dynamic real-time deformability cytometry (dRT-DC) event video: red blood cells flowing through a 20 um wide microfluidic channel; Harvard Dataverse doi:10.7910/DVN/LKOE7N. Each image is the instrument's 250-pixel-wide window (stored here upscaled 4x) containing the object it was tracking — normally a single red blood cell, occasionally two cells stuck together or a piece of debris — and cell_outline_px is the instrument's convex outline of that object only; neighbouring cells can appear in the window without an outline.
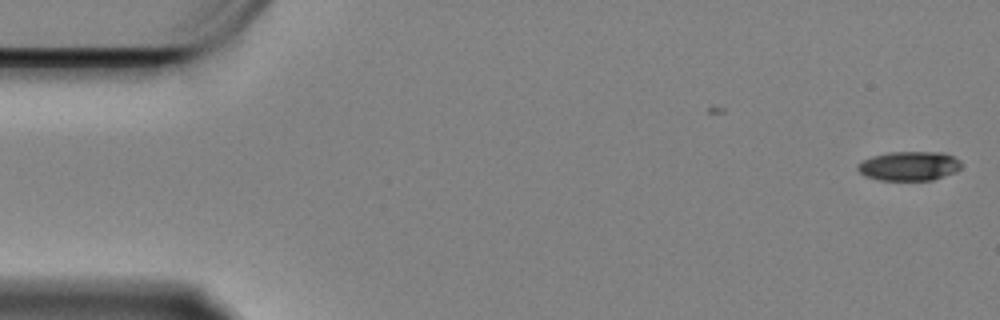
{"species": "Egyptian fruit bat (a non-hibernating species)", "species_latin": "Rousettus aegyptiacus", "temperature_condition": "cold", "stored_images_in_passage": 59, "camera_frame_rate_fps": 3000, "um_per_image_px": 0.085, "animal": {"sex": "female"}, "frame": {"image": 1, "passage_image": 1, "time_ms": 0.0, "image_size_px": [1000, 320], "cell_outline_px": [[964, 164], [956, 172], [932, 180], [880, 180], [864, 176], [856, 168], [856, 164], [872, 156], [888, 152], [944, 152], [960, 160]], "centroid_in_image_um": [77.29, 14.11], "position_along_channel_um": 7.7, "area_um2": 17.86}}
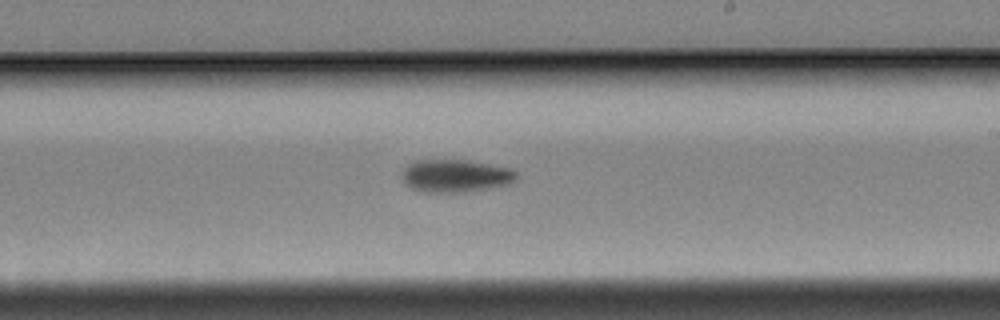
{"frame": {"image": 2, "passage_image": 34, "time_ms": 11.0, "image_size_px": [1000, 320], "cell_outline_px": [[516, 176], [508, 184], [468, 192], [420, 192], [404, 184], [400, 176], [400, 172], [408, 164], [416, 160], [468, 160], [508, 168], [516, 172]], "centroid_in_image_um": [38.61, 14.95], "position_along_channel_um": 250.4, "area_um2": 21.85}}
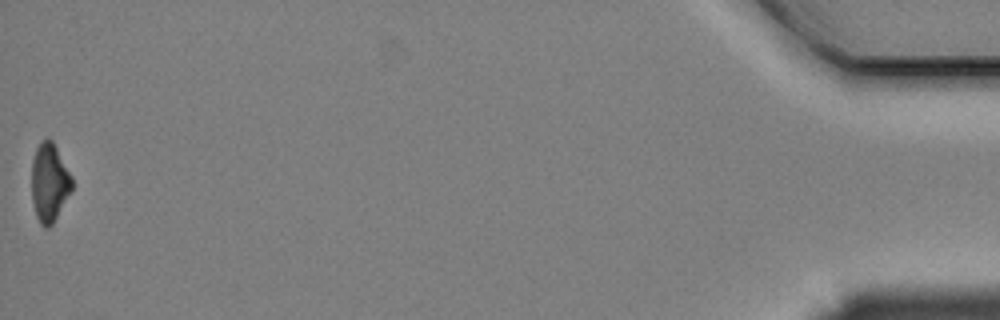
{"frame": {"image": 3, "passage_image": 59, "time_ms": 19.333, "image_size_px": [1000, 320], "cell_outline_px": [[72, 192], [52, 224], [48, 228], [44, 228], [40, 224], [36, 216], [32, 200], [32, 160], [36, 148], [40, 140], [52, 140], [72, 176]], "centroid_in_image_um": [4.2, 15.54], "position_along_channel_um": 431.0, "area_um2": 18.5}, "authors_computed_cell_mechanics": {"area_um2": 19.941, "velocity_mm_per_s": 3.3571, "shape_relaxation_time_tau1_ms": 2.7001, "shape_relaxation_time_tau2_ms": null, "deformation_change_tau1": 0.1281, "deformation_change_tau2": null}}